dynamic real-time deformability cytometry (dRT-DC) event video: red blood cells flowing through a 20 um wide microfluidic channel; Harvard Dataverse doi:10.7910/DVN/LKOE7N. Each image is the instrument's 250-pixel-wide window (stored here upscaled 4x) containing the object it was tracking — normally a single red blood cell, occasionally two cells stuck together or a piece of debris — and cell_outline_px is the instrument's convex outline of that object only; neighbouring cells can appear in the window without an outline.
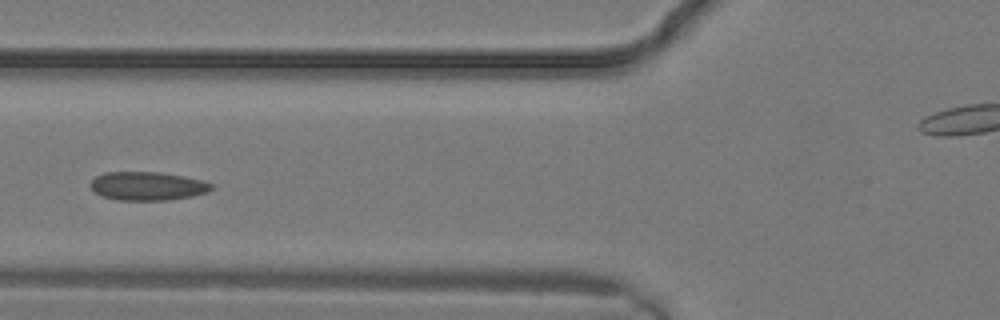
{"species": "common noctule bat (a hibernating species)", "species_latin": "Nyctalus noctula", "temperature_condition": "warm", "stored_images_in_passage": 11, "camera_frame_rate_fps": 3000, "um_per_image_px": 0.085, "animal": {"sex": "male", "body_mass_g": 19.2, "forearm_length_mm": 51.8}, "frame": {"image": 1, "passage_image": 10, "time_ms": 3.0, "image_size_px": [1000, 320], "cell_outline_px": [[216, 188], [208, 192], [192, 196], [168, 200], [120, 200], [104, 196], [96, 192], [88, 184], [96, 176], [104, 172], [160, 172], [184, 176], [216, 184]], "centroid_in_image_um": [12.59, 15.81], "position_along_channel_um": 113.2, "area_um2": 20.23}}